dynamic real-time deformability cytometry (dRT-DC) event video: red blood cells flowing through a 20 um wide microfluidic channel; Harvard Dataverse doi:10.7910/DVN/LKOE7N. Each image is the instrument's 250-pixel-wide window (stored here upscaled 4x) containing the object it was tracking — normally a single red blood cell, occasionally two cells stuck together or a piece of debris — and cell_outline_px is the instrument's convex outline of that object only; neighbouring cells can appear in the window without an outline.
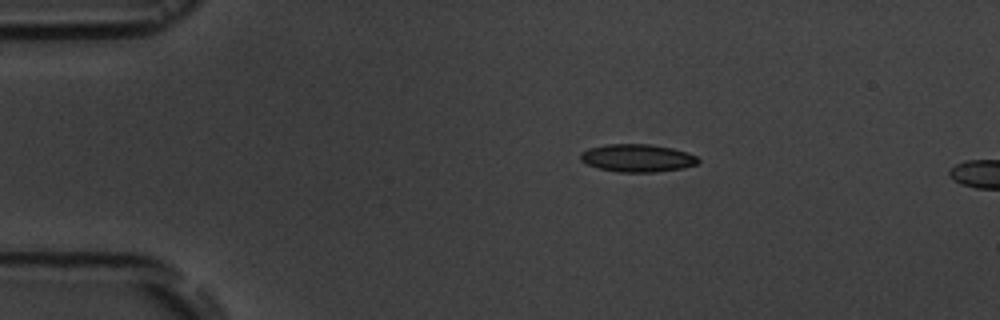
{"species": "common noctule bat (a hibernating species)", "species_latin": "Nyctalus noctula", "temperature_condition": "room temperature", "stored_images_in_passage": 3, "camera_frame_rate_fps": 3000, "um_per_image_px": 0.085, "animal": {"sex": "male", "body_mass_g": 19.5, "forearm_length_mm": 54.6}, "frame": {"image": 1, "passage_image": 1, "time_ms": 0.0, "image_size_px": [1000, 320], "cell_outline_px": [[700, 160], [696, 164], [680, 168], [656, 172], [620, 172], [600, 168], [588, 164], [580, 160], [580, 152], [588, 148], [608, 144], [648, 144], [672, 148], [688, 152], [696, 156]], "centroid_in_image_um": [54.16, 13.42], "position_along_channel_um": 30.8, "area_um2": 18.9}}